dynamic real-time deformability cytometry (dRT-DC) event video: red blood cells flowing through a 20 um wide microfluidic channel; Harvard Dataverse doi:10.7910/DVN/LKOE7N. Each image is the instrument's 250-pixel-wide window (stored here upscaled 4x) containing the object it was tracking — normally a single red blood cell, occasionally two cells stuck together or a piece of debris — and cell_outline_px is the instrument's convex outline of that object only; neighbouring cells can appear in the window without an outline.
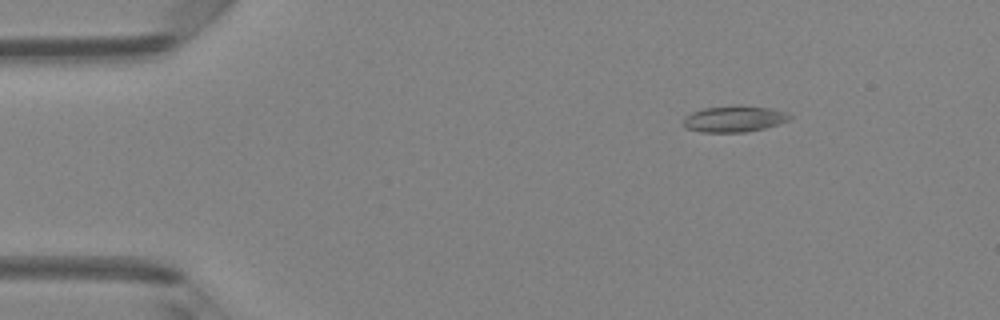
{"species": "Egyptian fruit bat (a non-hibernating species)", "species_latin": "Rousettus aegyptiacus", "temperature_condition": "room temperature", "stored_images_in_passage": 4, "camera_frame_rate_fps": 3000, "um_per_image_px": 0.085, "animal": {"sex": "female"}, "frame": {"image": 1, "passage_image": 2, "time_ms": 0.333, "image_size_px": [1000, 320], "cell_outline_px": [[792, 116], [788, 120], [780, 124], [764, 128], [744, 132], [700, 132], [684, 128], [684, 116], [692, 112], [704, 108], [732, 104], [740, 104], [772, 108], [788, 112]], "centroid_in_image_um": [62.42, 10.08], "position_along_channel_um": 22.6, "area_um2": 16.7}}